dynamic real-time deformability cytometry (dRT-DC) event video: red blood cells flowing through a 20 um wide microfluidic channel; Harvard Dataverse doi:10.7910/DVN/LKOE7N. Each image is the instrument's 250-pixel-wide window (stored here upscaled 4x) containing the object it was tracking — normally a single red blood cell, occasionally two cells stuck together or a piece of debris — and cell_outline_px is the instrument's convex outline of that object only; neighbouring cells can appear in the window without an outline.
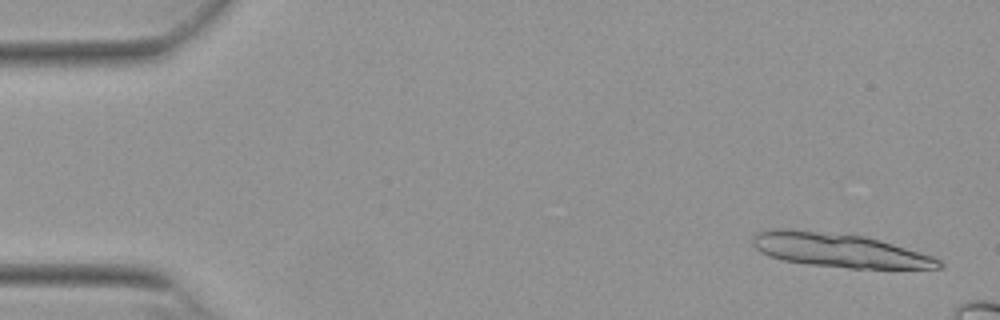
{"species": "Egyptian fruit bat (a non-hibernating species)", "species_latin": "Rousettus aegyptiacus", "temperature_condition": "warm", "stored_images_in_passage": 14, "camera_frame_rate_fps": 3000, "um_per_image_px": 0.085, "animal": {"sex": "female"}, "frame": {"image": 1, "passage_image": 2, "time_ms": 0.333, "image_size_px": [1000, 320], "cell_outline_px": [[944, 268], [848, 268], [808, 264], [784, 260], [768, 256], [760, 252], [752, 244], [752, 236], [760, 232], [776, 228], [792, 228], [864, 236], [880, 240], [932, 256], [940, 260], [944, 264]], "centroid_in_image_um": [71.3, 21.26], "position_along_channel_um": 13.7, "area_um2": 36.7}}
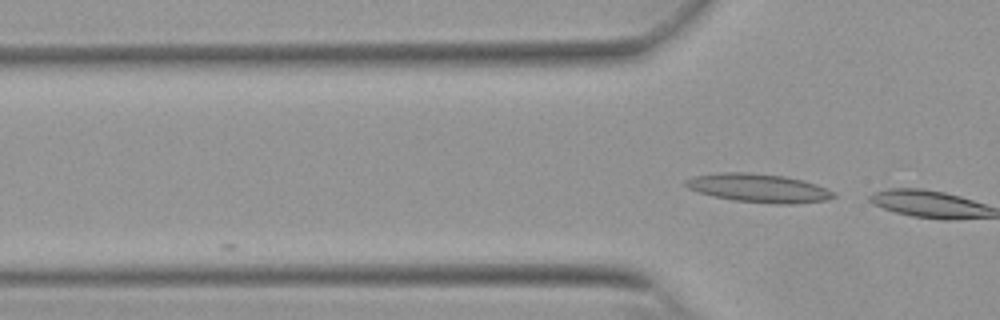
{"frame": {"image": 2, "passage_image": 14, "time_ms": 4.333, "image_size_px": [1000, 320], "cell_outline_px": [[836, 196], [824, 200], [792, 204], [780, 204], [732, 200], [700, 192], [688, 188], [684, 184], [684, 180], [692, 176], [724, 172], [748, 172], [784, 176], [816, 184], [836, 192]], "centroid_in_image_um": [64.48, 15.98], "position_along_channel_um": 61.3, "area_um2": 24.39}}